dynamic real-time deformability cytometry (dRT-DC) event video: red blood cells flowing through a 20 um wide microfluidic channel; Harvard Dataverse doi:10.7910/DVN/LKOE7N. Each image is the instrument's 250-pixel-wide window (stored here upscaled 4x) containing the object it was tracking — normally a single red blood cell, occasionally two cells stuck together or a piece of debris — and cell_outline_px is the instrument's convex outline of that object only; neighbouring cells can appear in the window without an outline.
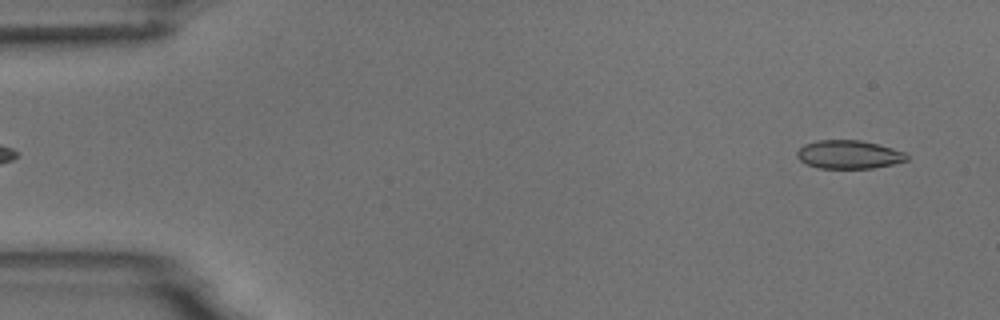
{"species": "common noctule bat (a hibernating species)", "species_latin": "Nyctalus noctula", "temperature_condition": "room temperature", "stored_images_in_passage": 5, "segment_of_instrument_passage": [2, 2], "camera_frame_rate_fps": 3000, "um_per_image_px": 0.085, "animal": {"sex": "male", "body_mass_g": 18.8}, "frame": {"image": 1, "passage_image": 5, "time_ms": 4.667, "image_size_px": [1000, 320], "cell_outline_px": [[908, 160], [892, 164], [872, 168], [816, 168], [800, 160], [796, 156], [796, 152], [804, 144], [816, 140], [860, 140], [892, 148], [904, 152], [908, 156]], "centroid_in_image_um": [72.12, 13.13], "position_along_channel_um": 12.9, "area_um2": 18.09}}